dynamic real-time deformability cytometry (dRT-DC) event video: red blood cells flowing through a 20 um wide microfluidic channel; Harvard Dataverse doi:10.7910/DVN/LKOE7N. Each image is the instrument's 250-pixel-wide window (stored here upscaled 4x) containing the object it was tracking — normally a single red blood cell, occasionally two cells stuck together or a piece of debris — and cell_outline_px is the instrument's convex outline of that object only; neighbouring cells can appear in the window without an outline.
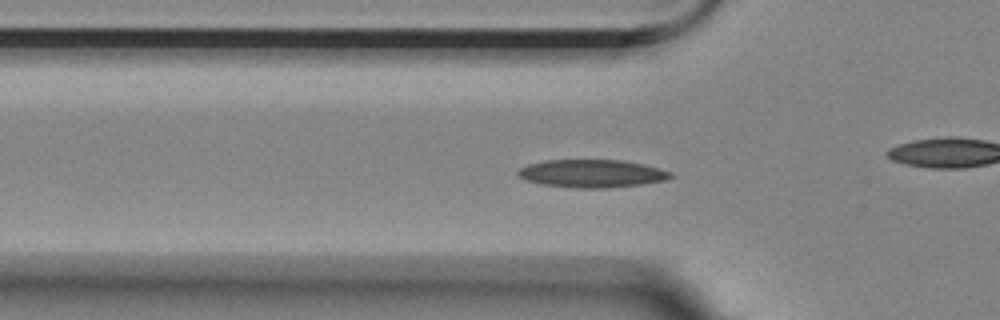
{"species": "Egyptian fruit bat (a non-hibernating species)", "species_latin": "Rousettus aegyptiacus", "temperature_condition": "room temperature", "stored_images_in_passage": 43, "camera_frame_rate_fps": 3000, "um_per_image_px": 0.085, "animal": {"sex": "female"}, "frame": {"image": 1, "passage_image": 18, "time_ms": 5.667, "image_size_px": [1000, 320], "cell_outline_px": [[676, 176], [664, 180], [640, 184], [608, 188], [576, 188], [540, 184], [524, 180], [516, 172], [520, 168], [528, 164], [544, 160], [624, 160], [644, 164], [672, 172]], "centroid_in_image_um": [50.3, 14.75], "position_along_channel_um": 75.5, "area_um2": 24.91}}
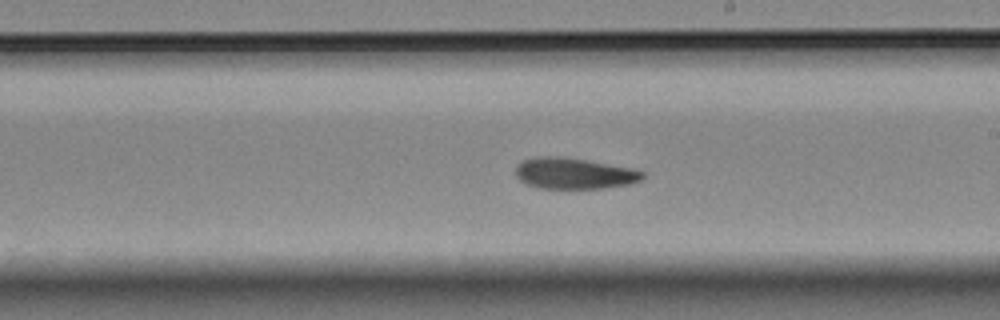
{"frame": {"image": 2, "passage_image": 32, "time_ms": 10.333, "image_size_px": [1000, 320], "cell_outline_px": [[644, 176], [640, 180], [628, 184], [604, 188], [536, 188], [520, 180], [516, 176], [516, 168], [524, 160], [536, 156], [560, 156], [632, 168], [644, 172]], "centroid_in_image_um": [48.78, 14.74], "position_along_channel_um": 240.2, "area_um2": 22.72}}
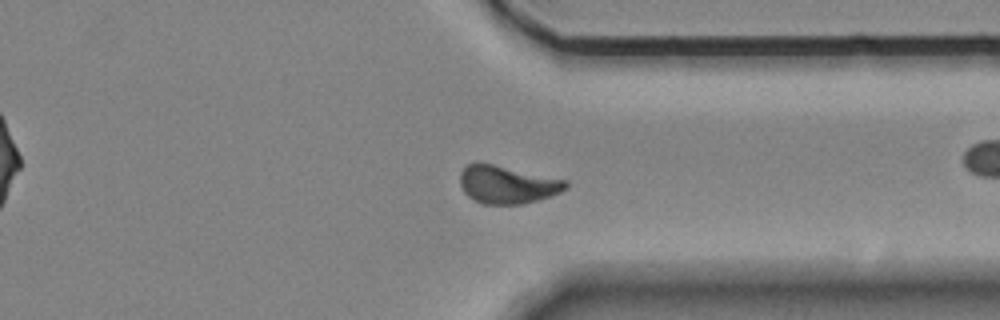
{"frame": {"image": 3, "passage_image": 43, "time_ms": 14.0, "image_size_px": [1000, 320], "cell_outline_px": [[568, 188], [552, 196], [540, 200], [524, 204], [480, 204], [468, 196], [464, 192], [460, 184], [460, 172], [468, 164], [492, 164], [568, 180]], "centroid_in_image_um": [43.15, 15.71], "position_along_channel_um": 368.2, "area_um2": 23.35}, "authors_computed_cell_mechanics": {"area_um2": 23.1778, "velocity_mm_per_s": 3.5098, "shape_relaxation_time_tau1_ms": 4.4651, "shape_relaxation_time_tau2_ms": 5.899, "deformation_change_tau1": 0.1188, "deformation_change_tau2": 0.1059}}